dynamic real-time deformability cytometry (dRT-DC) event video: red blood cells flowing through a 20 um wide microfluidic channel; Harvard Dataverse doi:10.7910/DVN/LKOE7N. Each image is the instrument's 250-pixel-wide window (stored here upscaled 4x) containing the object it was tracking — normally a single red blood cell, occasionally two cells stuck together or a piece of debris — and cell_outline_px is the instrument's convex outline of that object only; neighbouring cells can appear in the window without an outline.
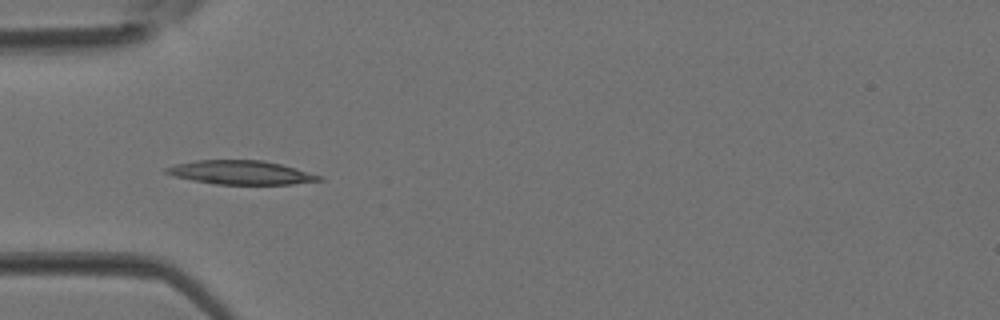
{"species": "Egyptian fruit bat (a non-hibernating species)", "species_latin": "Rousettus aegyptiacus", "temperature_condition": "room temperature", "stored_images_in_passage": 5, "camera_frame_rate_fps": 3000, "um_per_image_px": 0.085, "animal": {"sex": "female"}, "frame": {"image": 1, "passage_image": 4, "time_ms": 1.0, "image_size_px": [1000, 320], "cell_outline_px": [[324, 180], [292, 184], [216, 184], [192, 180], [172, 176], [164, 172], [164, 168], [176, 164], [196, 160], [264, 160], [296, 168], [324, 176]], "centroid_in_image_um": [20.49, 14.66], "position_along_channel_um": 64.5, "area_um2": 21.33}}
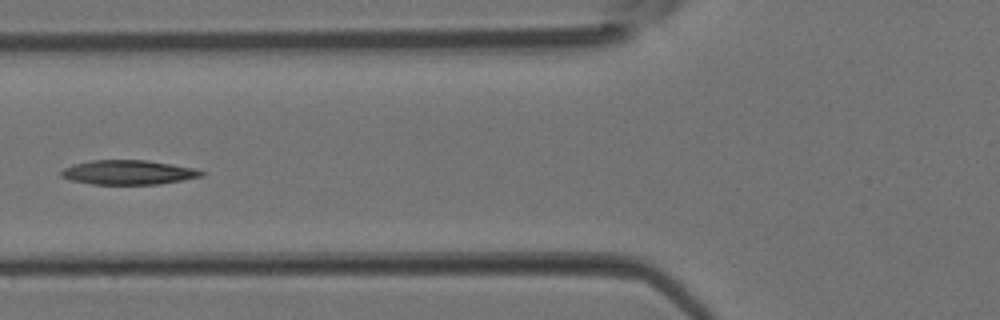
{"frame": {"image": 2, "passage_image": 5, "time_ms": 1.333, "image_size_px": [1000, 320], "cell_outline_px": [[208, 172], [204, 176], [160, 184], [92, 184], [68, 180], [60, 176], [60, 172], [64, 168], [72, 164], [92, 160], [148, 160], [172, 164], [192, 168]], "centroid_in_image_um": [10.9, 14.65], "position_along_channel_um": 114.9, "area_um2": 20.11}}